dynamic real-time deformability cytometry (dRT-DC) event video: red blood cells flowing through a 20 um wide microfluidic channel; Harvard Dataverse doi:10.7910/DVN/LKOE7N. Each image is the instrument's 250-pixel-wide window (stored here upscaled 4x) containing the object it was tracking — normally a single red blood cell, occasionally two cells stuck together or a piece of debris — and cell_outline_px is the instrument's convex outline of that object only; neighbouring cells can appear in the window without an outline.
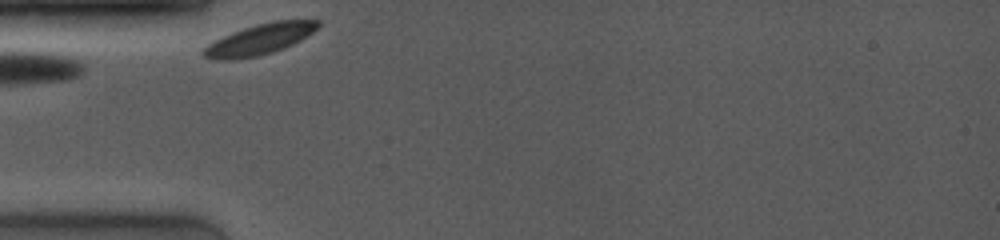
{"species": "common noctule bat (a hibernating species)", "species_latin": "Nyctalus noctula", "temperature_condition": "room temperature", "stored_images_in_passage": 38, "camera_frame_rate_fps": 4000, "um_per_image_px": 0.085, "animal": {"sex": "female", "body_mass_g": 19.0, "forearm_length_mm": 53.3}, "frame": {"image": 1, "passage_image": 1, "time_ms": 0.0, "image_size_px": [1000, 240], "cell_outline_px": [[320, 24], [312, 32], [300, 40], [284, 48], [272, 52], [256, 56], [236, 60], [216, 60], [204, 56], [200, 52], [208, 44], [232, 32], [256, 24], [272, 20], [320, 20]], "centroid_in_image_um": [22.04, 3.35], "position_along_channel_um": 63.0, "area_um2": 20.35}}